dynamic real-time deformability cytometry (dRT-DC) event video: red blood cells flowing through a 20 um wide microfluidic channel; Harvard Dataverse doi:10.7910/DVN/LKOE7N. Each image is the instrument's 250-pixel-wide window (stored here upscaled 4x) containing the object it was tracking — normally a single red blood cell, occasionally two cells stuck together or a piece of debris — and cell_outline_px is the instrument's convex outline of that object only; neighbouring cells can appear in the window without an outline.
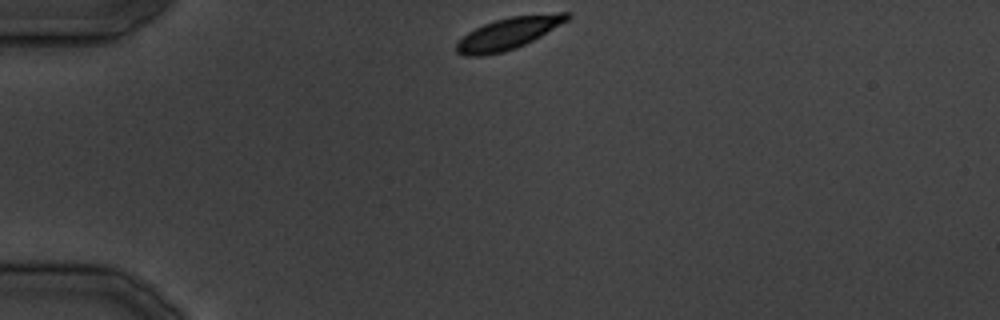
{"species": "common noctule bat (a hibernating species)", "species_latin": "Nyctalus noctula", "temperature_condition": "cold", "stored_images_in_passage": 29, "camera_frame_rate_fps": 3000, "um_per_image_px": 0.085, "animal": {"sex": "male", "body_mass_g": 19.5, "forearm_length_mm": 54.6}, "frame": {"image": 1, "passage_image": 1, "time_ms": 0.0, "image_size_px": [1000, 320], "cell_outline_px": [[572, 16], [568, 20], [540, 36], [516, 48], [504, 52], [480, 56], [464, 56], [456, 52], [456, 44], [468, 32], [484, 24], [496, 20], [512, 16], [560, 12], [568, 12]], "centroid_in_image_um": [43.21, 2.84], "position_along_channel_um": 41.8, "area_um2": 20.29}}
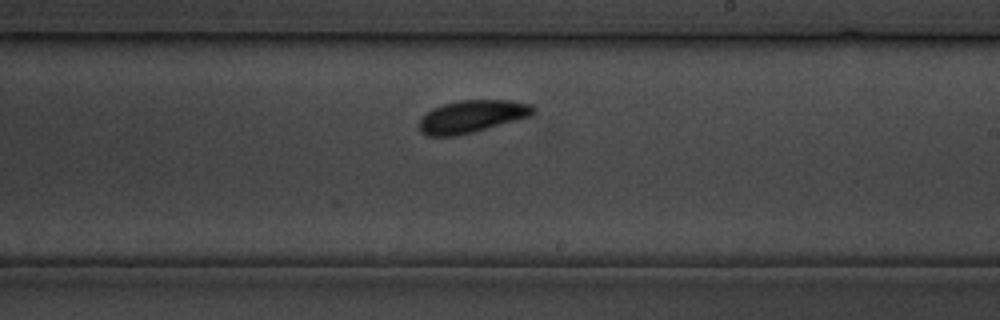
{"frame": {"image": 2, "passage_image": 15, "time_ms": 16.667, "image_size_px": [1000, 320], "cell_outline_px": [[536, 108], [528, 116], [516, 120], [472, 132], [456, 136], [424, 136], [416, 128], [416, 124], [420, 116], [432, 108], [444, 104], [460, 100], [512, 100], [532, 104]], "centroid_in_image_um": [40.0, 9.9], "position_along_channel_um": 249.0, "area_um2": 21.79}}
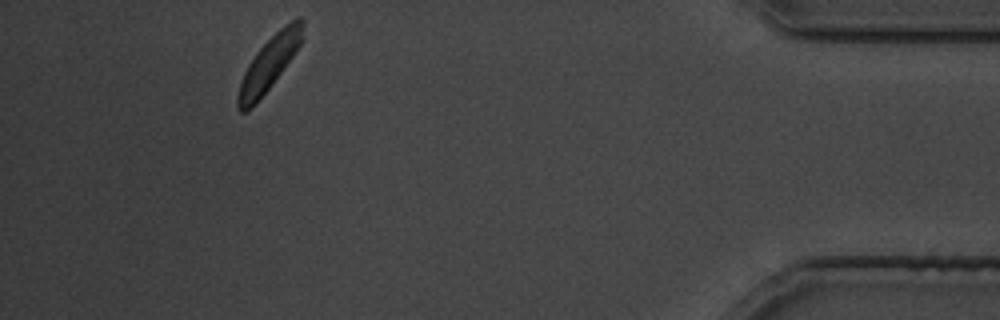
{"frame": {"image": 3, "passage_image": 27, "time_ms": 31.333, "image_size_px": [1000, 320], "cell_outline_px": [[304, 20], [300, 44], [292, 56], [272, 84], [252, 108], [244, 112], [240, 112], [236, 108], [236, 96], [240, 80], [248, 64], [256, 52], [280, 28], [296, 16], [300, 16]], "centroid_in_image_um": [22.82, 5.43], "position_along_channel_um": 412.4, "area_um2": 20.06}}